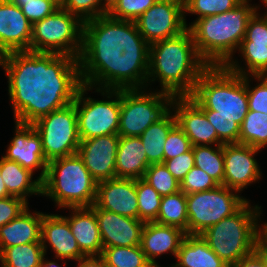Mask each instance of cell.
I'll list each match as a JSON object with an SVG mask.
<instances>
[{"instance_id": "2e32d148", "label": "cell", "mask_w": 267, "mask_h": 267, "mask_svg": "<svg viewBox=\"0 0 267 267\" xmlns=\"http://www.w3.org/2000/svg\"><path fill=\"white\" fill-rule=\"evenodd\" d=\"M120 136L103 135L81 140L77 154L91 176L100 182L116 177V155Z\"/></svg>"}, {"instance_id": "3957f363", "label": "cell", "mask_w": 267, "mask_h": 267, "mask_svg": "<svg viewBox=\"0 0 267 267\" xmlns=\"http://www.w3.org/2000/svg\"><path fill=\"white\" fill-rule=\"evenodd\" d=\"M83 22L62 7L32 25L30 79L66 74L82 51Z\"/></svg>"}, {"instance_id": "7402d4cb", "label": "cell", "mask_w": 267, "mask_h": 267, "mask_svg": "<svg viewBox=\"0 0 267 267\" xmlns=\"http://www.w3.org/2000/svg\"><path fill=\"white\" fill-rule=\"evenodd\" d=\"M72 234L80 250L86 255H101L103 244L95 212L90 207L66 208Z\"/></svg>"}, {"instance_id": "b9f144b4", "label": "cell", "mask_w": 267, "mask_h": 267, "mask_svg": "<svg viewBox=\"0 0 267 267\" xmlns=\"http://www.w3.org/2000/svg\"><path fill=\"white\" fill-rule=\"evenodd\" d=\"M264 13L257 10L249 19L245 37L242 41H251L253 44L267 45V8ZM261 12V13H260Z\"/></svg>"}, {"instance_id": "836d02e7", "label": "cell", "mask_w": 267, "mask_h": 267, "mask_svg": "<svg viewBox=\"0 0 267 267\" xmlns=\"http://www.w3.org/2000/svg\"><path fill=\"white\" fill-rule=\"evenodd\" d=\"M243 0H183L184 2V19L187 28L196 20L205 17L221 14L234 9ZM186 14L197 15L193 22L187 23Z\"/></svg>"}, {"instance_id": "6da1fadb", "label": "cell", "mask_w": 267, "mask_h": 267, "mask_svg": "<svg viewBox=\"0 0 267 267\" xmlns=\"http://www.w3.org/2000/svg\"><path fill=\"white\" fill-rule=\"evenodd\" d=\"M149 46L134 21L99 16L83 23L82 51L66 75L97 89H144Z\"/></svg>"}, {"instance_id": "ba28073f", "label": "cell", "mask_w": 267, "mask_h": 267, "mask_svg": "<svg viewBox=\"0 0 267 267\" xmlns=\"http://www.w3.org/2000/svg\"><path fill=\"white\" fill-rule=\"evenodd\" d=\"M97 182L78 154L60 157L47 163L41 182V196L57 209L91 207L96 199Z\"/></svg>"}, {"instance_id": "ab89813d", "label": "cell", "mask_w": 267, "mask_h": 267, "mask_svg": "<svg viewBox=\"0 0 267 267\" xmlns=\"http://www.w3.org/2000/svg\"><path fill=\"white\" fill-rule=\"evenodd\" d=\"M60 2L64 10L76 15L83 23L106 15L101 9L100 0H60Z\"/></svg>"}, {"instance_id": "d4e9b609", "label": "cell", "mask_w": 267, "mask_h": 267, "mask_svg": "<svg viewBox=\"0 0 267 267\" xmlns=\"http://www.w3.org/2000/svg\"><path fill=\"white\" fill-rule=\"evenodd\" d=\"M0 174L10 196L21 198L28 204L30 196H41V181L17 162L1 156Z\"/></svg>"}, {"instance_id": "8fae6325", "label": "cell", "mask_w": 267, "mask_h": 267, "mask_svg": "<svg viewBox=\"0 0 267 267\" xmlns=\"http://www.w3.org/2000/svg\"><path fill=\"white\" fill-rule=\"evenodd\" d=\"M186 200L187 235H200L223 218L233 215L249 199L234 189L218 185L208 191L186 194Z\"/></svg>"}, {"instance_id": "bcb514c9", "label": "cell", "mask_w": 267, "mask_h": 267, "mask_svg": "<svg viewBox=\"0 0 267 267\" xmlns=\"http://www.w3.org/2000/svg\"><path fill=\"white\" fill-rule=\"evenodd\" d=\"M28 207L30 205L18 197L0 198V227L17 218Z\"/></svg>"}, {"instance_id": "f1b7e54d", "label": "cell", "mask_w": 267, "mask_h": 267, "mask_svg": "<svg viewBox=\"0 0 267 267\" xmlns=\"http://www.w3.org/2000/svg\"><path fill=\"white\" fill-rule=\"evenodd\" d=\"M45 252L42 242L26 243L0 251L1 267H39Z\"/></svg>"}, {"instance_id": "e575fe53", "label": "cell", "mask_w": 267, "mask_h": 267, "mask_svg": "<svg viewBox=\"0 0 267 267\" xmlns=\"http://www.w3.org/2000/svg\"><path fill=\"white\" fill-rule=\"evenodd\" d=\"M138 198V219L143 222H154L158 216L161 196L143 178L136 179Z\"/></svg>"}, {"instance_id": "ac0fdd59", "label": "cell", "mask_w": 267, "mask_h": 267, "mask_svg": "<svg viewBox=\"0 0 267 267\" xmlns=\"http://www.w3.org/2000/svg\"><path fill=\"white\" fill-rule=\"evenodd\" d=\"M90 208H100L138 219L136 179L115 177L98 182L96 199Z\"/></svg>"}, {"instance_id": "f6af8a7d", "label": "cell", "mask_w": 267, "mask_h": 267, "mask_svg": "<svg viewBox=\"0 0 267 267\" xmlns=\"http://www.w3.org/2000/svg\"><path fill=\"white\" fill-rule=\"evenodd\" d=\"M163 164L173 177L181 183L187 173L195 166V159L192 148L177 157L164 160Z\"/></svg>"}, {"instance_id": "f5cc1de1", "label": "cell", "mask_w": 267, "mask_h": 267, "mask_svg": "<svg viewBox=\"0 0 267 267\" xmlns=\"http://www.w3.org/2000/svg\"><path fill=\"white\" fill-rule=\"evenodd\" d=\"M119 0H100L101 9L108 14Z\"/></svg>"}, {"instance_id": "d6a6232c", "label": "cell", "mask_w": 267, "mask_h": 267, "mask_svg": "<svg viewBox=\"0 0 267 267\" xmlns=\"http://www.w3.org/2000/svg\"><path fill=\"white\" fill-rule=\"evenodd\" d=\"M101 256L107 267H153L140 245L132 247H105Z\"/></svg>"}, {"instance_id": "52a82bcc", "label": "cell", "mask_w": 267, "mask_h": 267, "mask_svg": "<svg viewBox=\"0 0 267 267\" xmlns=\"http://www.w3.org/2000/svg\"><path fill=\"white\" fill-rule=\"evenodd\" d=\"M206 117L232 118L241 125L249 111L244 76L225 66H208L189 96Z\"/></svg>"}, {"instance_id": "9f6ffc18", "label": "cell", "mask_w": 267, "mask_h": 267, "mask_svg": "<svg viewBox=\"0 0 267 267\" xmlns=\"http://www.w3.org/2000/svg\"><path fill=\"white\" fill-rule=\"evenodd\" d=\"M252 1V0H251ZM261 4L257 5L258 10H263L264 8H267V0H260ZM263 3V4H262ZM261 5H263V8H261Z\"/></svg>"}, {"instance_id": "d590c367", "label": "cell", "mask_w": 267, "mask_h": 267, "mask_svg": "<svg viewBox=\"0 0 267 267\" xmlns=\"http://www.w3.org/2000/svg\"><path fill=\"white\" fill-rule=\"evenodd\" d=\"M143 179L149 183L161 197L181 191L180 183L173 177L163 163L149 165Z\"/></svg>"}, {"instance_id": "4dcf8cb0", "label": "cell", "mask_w": 267, "mask_h": 267, "mask_svg": "<svg viewBox=\"0 0 267 267\" xmlns=\"http://www.w3.org/2000/svg\"><path fill=\"white\" fill-rule=\"evenodd\" d=\"M195 167L202 169L219 185H224L223 145L192 146Z\"/></svg>"}, {"instance_id": "8992f818", "label": "cell", "mask_w": 267, "mask_h": 267, "mask_svg": "<svg viewBox=\"0 0 267 267\" xmlns=\"http://www.w3.org/2000/svg\"><path fill=\"white\" fill-rule=\"evenodd\" d=\"M49 79L75 104L81 140L118 134L120 90L89 87L75 82L66 74ZM90 91L101 98L103 96V99L91 97L88 95Z\"/></svg>"}, {"instance_id": "cb8c5ba5", "label": "cell", "mask_w": 267, "mask_h": 267, "mask_svg": "<svg viewBox=\"0 0 267 267\" xmlns=\"http://www.w3.org/2000/svg\"><path fill=\"white\" fill-rule=\"evenodd\" d=\"M148 166L147 155L141 139L120 136L116 155V177L143 178Z\"/></svg>"}, {"instance_id": "f35d334b", "label": "cell", "mask_w": 267, "mask_h": 267, "mask_svg": "<svg viewBox=\"0 0 267 267\" xmlns=\"http://www.w3.org/2000/svg\"><path fill=\"white\" fill-rule=\"evenodd\" d=\"M157 1L158 0H119L108 15L117 20L135 21Z\"/></svg>"}, {"instance_id": "1f68e13d", "label": "cell", "mask_w": 267, "mask_h": 267, "mask_svg": "<svg viewBox=\"0 0 267 267\" xmlns=\"http://www.w3.org/2000/svg\"><path fill=\"white\" fill-rule=\"evenodd\" d=\"M239 143L264 150L267 147V114L249 110L240 125Z\"/></svg>"}, {"instance_id": "9c48e42d", "label": "cell", "mask_w": 267, "mask_h": 267, "mask_svg": "<svg viewBox=\"0 0 267 267\" xmlns=\"http://www.w3.org/2000/svg\"><path fill=\"white\" fill-rule=\"evenodd\" d=\"M250 202L200 234L229 267L256 250L258 203Z\"/></svg>"}, {"instance_id": "4316f807", "label": "cell", "mask_w": 267, "mask_h": 267, "mask_svg": "<svg viewBox=\"0 0 267 267\" xmlns=\"http://www.w3.org/2000/svg\"><path fill=\"white\" fill-rule=\"evenodd\" d=\"M236 53L240 59L235 55L225 65L229 71L241 76L267 75V45L242 41Z\"/></svg>"}, {"instance_id": "484cf974", "label": "cell", "mask_w": 267, "mask_h": 267, "mask_svg": "<svg viewBox=\"0 0 267 267\" xmlns=\"http://www.w3.org/2000/svg\"><path fill=\"white\" fill-rule=\"evenodd\" d=\"M174 260L172 267H229L201 235H186Z\"/></svg>"}, {"instance_id": "5b68a950", "label": "cell", "mask_w": 267, "mask_h": 267, "mask_svg": "<svg viewBox=\"0 0 267 267\" xmlns=\"http://www.w3.org/2000/svg\"><path fill=\"white\" fill-rule=\"evenodd\" d=\"M257 3L243 0L234 9L196 20L191 31L200 58L208 66H225L237 52Z\"/></svg>"}, {"instance_id": "83f0119b", "label": "cell", "mask_w": 267, "mask_h": 267, "mask_svg": "<svg viewBox=\"0 0 267 267\" xmlns=\"http://www.w3.org/2000/svg\"><path fill=\"white\" fill-rule=\"evenodd\" d=\"M177 125L171 110L162 120L150 125L140 136L147 155L148 165L164 162L165 140Z\"/></svg>"}, {"instance_id": "60d3db41", "label": "cell", "mask_w": 267, "mask_h": 267, "mask_svg": "<svg viewBox=\"0 0 267 267\" xmlns=\"http://www.w3.org/2000/svg\"><path fill=\"white\" fill-rule=\"evenodd\" d=\"M219 184L198 167H193L180 183V190L185 194L208 191Z\"/></svg>"}, {"instance_id": "5bb4252c", "label": "cell", "mask_w": 267, "mask_h": 267, "mask_svg": "<svg viewBox=\"0 0 267 267\" xmlns=\"http://www.w3.org/2000/svg\"><path fill=\"white\" fill-rule=\"evenodd\" d=\"M134 22L149 45L176 37L188 29L183 0H158Z\"/></svg>"}, {"instance_id": "74e56055", "label": "cell", "mask_w": 267, "mask_h": 267, "mask_svg": "<svg viewBox=\"0 0 267 267\" xmlns=\"http://www.w3.org/2000/svg\"><path fill=\"white\" fill-rule=\"evenodd\" d=\"M13 4L21 8L22 13L29 22L41 21L46 16L53 14L61 7L60 0H10Z\"/></svg>"}, {"instance_id": "11a10c76", "label": "cell", "mask_w": 267, "mask_h": 267, "mask_svg": "<svg viewBox=\"0 0 267 267\" xmlns=\"http://www.w3.org/2000/svg\"><path fill=\"white\" fill-rule=\"evenodd\" d=\"M8 196H10V195L8 194L7 188L3 182L2 176L0 174V198H5Z\"/></svg>"}, {"instance_id": "db71d44e", "label": "cell", "mask_w": 267, "mask_h": 267, "mask_svg": "<svg viewBox=\"0 0 267 267\" xmlns=\"http://www.w3.org/2000/svg\"><path fill=\"white\" fill-rule=\"evenodd\" d=\"M256 250L267 262V243H256Z\"/></svg>"}, {"instance_id": "f907efd6", "label": "cell", "mask_w": 267, "mask_h": 267, "mask_svg": "<svg viewBox=\"0 0 267 267\" xmlns=\"http://www.w3.org/2000/svg\"><path fill=\"white\" fill-rule=\"evenodd\" d=\"M262 205L257 208L258 222H257V237L256 243H267V220L265 222L261 221L263 217Z\"/></svg>"}, {"instance_id": "7c38bea8", "label": "cell", "mask_w": 267, "mask_h": 267, "mask_svg": "<svg viewBox=\"0 0 267 267\" xmlns=\"http://www.w3.org/2000/svg\"><path fill=\"white\" fill-rule=\"evenodd\" d=\"M32 24L10 0H0V54L22 79H30Z\"/></svg>"}, {"instance_id": "4fadbf2b", "label": "cell", "mask_w": 267, "mask_h": 267, "mask_svg": "<svg viewBox=\"0 0 267 267\" xmlns=\"http://www.w3.org/2000/svg\"><path fill=\"white\" fill-rule=\"evenodd\" d=\"M10 107L14 117V135L2 156L17 162L34 175L41 171L37 174V179L42 182L46 176L48 161L43 152L41 136L14 105L11 104Z\"/></svg>"}, {"instance_id": "44dd1931", "label": "cell", "mask_w": 267, "mask_h": 267, "mask_svg": "<svg viewBox=\"0 0 267 267\" xmlns=\"http://www.w3.org/2000/svg\"><path fill=\"white\" fill-rule=\"evenodd\" d=\"M186 232L178 227L145 222L141 234V249L153 267H163L157 262L164 254L176 258ZM158 258V259H157Z\"/></svg>"}, {"instance_id": "7bdbcfd3", "label": "cell", "mask_w": 267, "mask_h": 267, "mask_svg": "<svg viewBox=\"0 0 267 267\" xmlns=\"http://www.w3.org/2000/svg\"><path fill=\"white\" fill-rule=\"evenodd\" d=\"M223 144L239 143L240 125L232 118L207 117Z\"/></svg>"}, {"instance_id": "7a4b0ae2", "label": "cell", "mask_w": 267, "mask_h": 267, "mask_svg": "<svg viewBox=\"0 0 267 267\" xmlns=\"http://www.w3.org/2000/svg\"><path fill=\"white\" fill-rule=\"evenodd\" d=\"M12 105L41 136L48 162L77 154L81 139L75 104L50 79H21Z\"/></svg>"}, {"instance_id": "f546056e", "label": "cell", "mask_w": 267, "mask_h": 267, "mask_svg": "<svg viewBox=\"0 0 267 267\" xmlns=\"http://www.w3.org/2000/svg\"><path fill=\"white\" fill-rule=\"evenodd\" d=\"M158 224L178 227L187 234V200L186 194L179 191L161 198L158 216L154 221Z\"/></svg>"}, {"instance_id": "7dc6e473", "label": "cell", "mask_w": 267, "mask_h": 267, "mask_svg": "<svg viewBox=\"0 0 267 267\" xmlns=\"http://www.w3.org/2000/svg\"><path fill=\"white\" fill-rule=\"evenodd\" d=\"M0 67L2 70H4L5 76L8 80L7 91H8V97L10 100L9 104L11 105L15 98L18 84L22 78L17 74L15 69L10 65V63L1 54H0Z\"/></svg>"}, {"instance_id": "9a60e30c", "label": "cell", "mask_w": 267, "mask_h": 267, "mask_svg": "<svg viewBox=\"0 0 267 267\" xmlns=\"http://www.w3.org/2000/svg\"><path fill=\"white\" fill-rule=\"evenodd\" d=\"M262 150L246 144H223L224 186L242 194L243 190L263 179L256 156Z\"/></svg>"}, {"instance_id": "8d00e7d4", "label": "cell", "mask_w": 267, "mask_h": 267, "mask_svg": "<svg viewBox=\"0 0 267 267\" xmlns=\"http://www.w3.org/2000/svg\"><path fill=\"white\" fill-rule=\"evenodd\" d=\"M253 80L256 82L254 86ZM244 81L246 83L249 110L267 114V75L244 76Z\"/></svg>"}, {"instance_id": "c3c4849f", "label": "cell", "mask_w": 267, "mask_h": 267, "mask_svg": "<svg viewBox=\"0 0 267 267\" xmlns=\"http://www.w3.org/2000/svg\"><path fill=\"white\" fill-rule=\"evenodd\" d=\"M231 267H267V262L258 253L257 250L251 254L241 258L237 263Z\"/></svg>"}, {"instance_id": "277c9868", "label": "cell", "mask_w": 267, "mask_h": 267, "mask_svg": "<svg viewBox=\"0 0 267 267\" xmlns=\"http://www.w3.org/2000/svg\"><path fill=\"white\" fill-rule=\"evenodd\" d=\"M207 67L197 53L191 31L187 29L176 37L150 44L146 88L175 97L191 96ZM155 83H159L157 87L160 89H154Z\"/></svg>"}, {"instance_id": "e0dca14e", "label": "cell", "mask_w": 267, "mask_h": 267, "mask_svg": "<svg viewBox=\"0 0 267 267\" xmlns=\"http://www.w3.org/2000/svg\"><path fill=\"white\" fill-rule=\"evenodd\" d=\"M172 111L177 126L186 134L192 146L223 145L204 111L189 96L175 97Z\"/></svg>"}, {"instance_id": "681fc988", "label": "cell", "mask_w": 267, "mask_h": 267, "mask_svg": "<svg viewBox=\"0 0 267 267\" xmlns=\"http://www.w3.org/2000/svg\"><path fill=\"white\" fill-rule=\"evenodd\" d=\"M76 267H107L101 255H89L75 261Z\"/></svg>"}, {"instance_id": "ffe728a7", "label": "cell", "mask_w": 267, "mask_h": 267, "mask_svg": "<svg viewBox=\"0 0 267 267\" xmlns=\"http://www.w3.org/2000/svg\"><path fill=\"white\" fill-rule=\"evenodd\" d=\"M41 242L46 255L48 248H51L54 257L73 262L86 256L80 250L69 222L62 214L43 212Z\"/></svg>"}, {"instance_id": "30bf717a", "label": "cell", "mask_w": 267, "mask_h": 267, "mask_svg": "<svg viewBox=\"0 0 267 267\" xmlns=\"http://www.w3.org/2000/svg\"><path fill=\"white\" fill-rule=\"evenodd\" d=\"M174 95L151 89H121L118 135L139 137L171 110Z\"/></svg>"}, {"instance_id": "603a6c76", "label": "cell", "mask_w": 267, "mask_h": 267, "mask_svg": "<svg viewBox=\"0 0 267 267\" xmlns=\"http://www.w3.org/2000/svg\"><path fill=\"white\" fill-rule=\"evenodd\" d=\"M43 212L26 208L17 218L0 227V251L26 243L41 242Z\"/></svg>"}, {"instance_id": "816d5d0a", "label": "cell", "mask_w": 267, "mask_h": 267, "mask_svg": "<svg viewBox=\"0 0 267 267\" xmlns=\"http://www.w3.org/2000/svg\"><path fill=\"white\" fill-rule=\"evenodd\" d=\"M59 260H60V262L64 261L62 265L58 264ZM67 261L69 262V260L56 258V257H54V260H50V259H48V257L45 254L43 257V260H42V264L39 267H62V266L66 267V265L68 264Z\"/></svg>"}, {"instance_id": "d6986e66", "label": "cell", "mask_w": 267, "mask_h": 267, "mask_svg": "<svg viewBox=\"0 0 267 267\" xmlns=\"http://www.w3.org/2000/svg\"><path fill=\"white\" fill-rule=\"evenodd\" d=\"M91 209L97 217L103 248L140 245L145 222L100 208Z\"/></svg>"}, {"instance_id": "ee69618b", "label": "cell", "mask_w": 267, "mask_h": 267, "mask_svg": "<svg viewBox=\"0 0 267 267\" xmlns=\"http://www.w3.org/2000/svg\"><path fill=\"white\" fill-rule=\"evenodd\" d=\"M192 148L189 138L176 125L165 140L164 160L177 157L188 152Z\"/></svg>"}]
</instances>
